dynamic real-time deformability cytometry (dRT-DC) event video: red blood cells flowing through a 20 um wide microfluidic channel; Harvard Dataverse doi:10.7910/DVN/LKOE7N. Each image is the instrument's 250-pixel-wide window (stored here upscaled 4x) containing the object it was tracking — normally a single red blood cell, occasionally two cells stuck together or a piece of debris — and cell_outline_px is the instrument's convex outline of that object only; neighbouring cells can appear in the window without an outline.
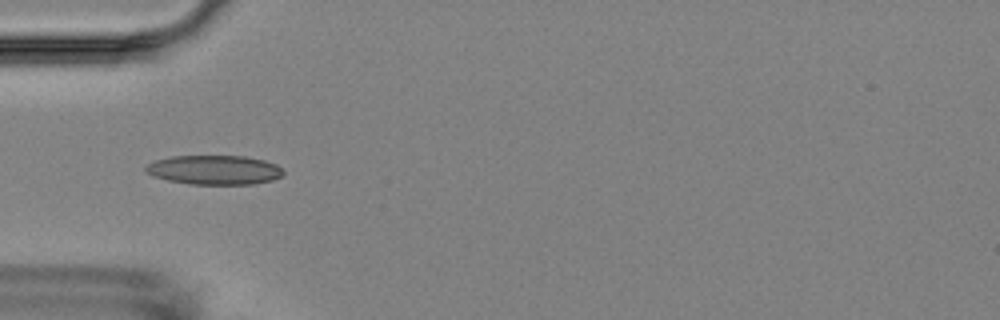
{"species": "Egyptian fruit bat (a non-hibernating species)", "species_latin": "Rousettus aegyptiacus", "temperature_condition": "room temperature", "stored_images_in_passage": 7, "camera_frame_rate_fps": 3000, "um_per_image_px": 0.085, "animal": {"sex": "female"}, "frame": {"image": 1, "passage_image": 6, "time_ms": 6.667, "image_size_px": [1000, 320], "cell_outline_px": [[284, 172], [280, 176], [272, 180], [256, 184], [188, 184], [168, 180], [152, 176], [144, 172], [144, 168], [148, 164], [156, 160], [172, 156], [244, 156], [264, 160], [276, 164]], "centroid_in_image_um": [18.19, 14.44], "position_along_channel_um": 66.8, "area_um2": 23.52}}
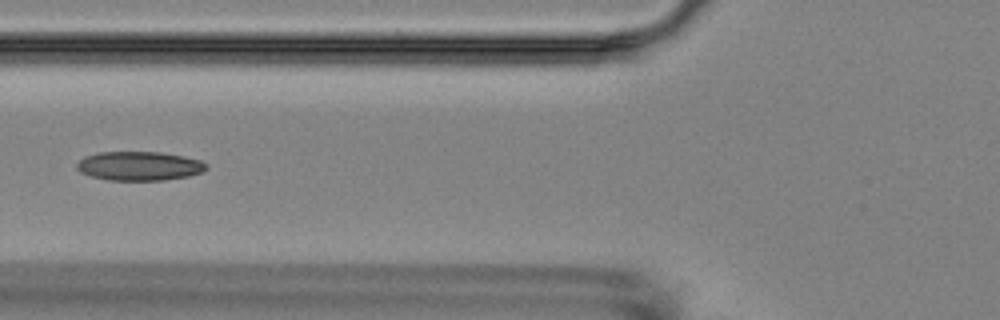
{"frame": {"image": 2, "passage_image": 7, "time_ms": 8.0, "image_size_px": [1000, 320], "cell_outline_px": [[208, 168], [204, 172], [188, 176], [164, 180], [108, 180], [92, 176], [80, 172], [76, 168], [76, 164], [84, 156], [100, 152], [160, 152], [184, 156], [200, 160], [208, 164]], "centroid_in_image_um": [11.86, 14.11], "position_along_channel_um": 113.9, "area_um2": 22.02}}